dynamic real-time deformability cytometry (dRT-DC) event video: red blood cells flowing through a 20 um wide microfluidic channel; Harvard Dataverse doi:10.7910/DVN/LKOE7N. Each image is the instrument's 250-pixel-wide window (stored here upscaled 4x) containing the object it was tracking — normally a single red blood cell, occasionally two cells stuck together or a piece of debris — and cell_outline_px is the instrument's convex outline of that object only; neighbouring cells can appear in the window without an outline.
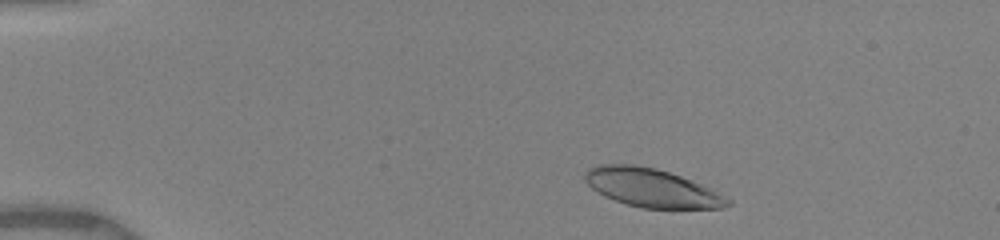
{"species": "human", "species_latin": "Homo sapiens", "temperature_condition": "warm", "stored_images_in_passage": 49, "camera_frame_rate_fps": 3000, "um_per_image_px": 0.085, "donor": {"sex": "female"}, "frame": {"image": 1, "passage_image": 6, "time_ms": 1.0, "image_size_px": [1000, 240], "cell_outline_px": [[732, 204], [724, 208], [644, 208], [628, 204], [604, 196], [592, 188], [584, 180], [584, 172], [588, 168], [600, 164], [632, 164], [656, 168], [680, 176], [700, 184], [732, 200]], "centroid_in_image_um": [55.36, 15.96], "position_along_channel_um": 29.6, "area_um2": 31.67}}
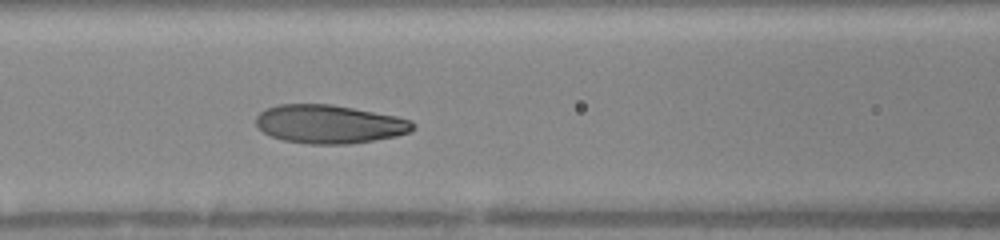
{"frame": {"image": 2, "passage_image": 26, "time_ms": 5.667, "image_size_px": [1000, 240], "cell_outline_px": [[416, 128], [408, 132], [396, 136], [348, 144], [308, 144], [284, 140], [272, 136], [256, 128], [256, 116], [264, 108], [280, 104], [332, 104], [396, 116], [412, 120], [416, 124]], "centroid_in_image_um": [27.98, 10.54], "position_along_channel_um": 138.6, "area_um2": 35.32}}
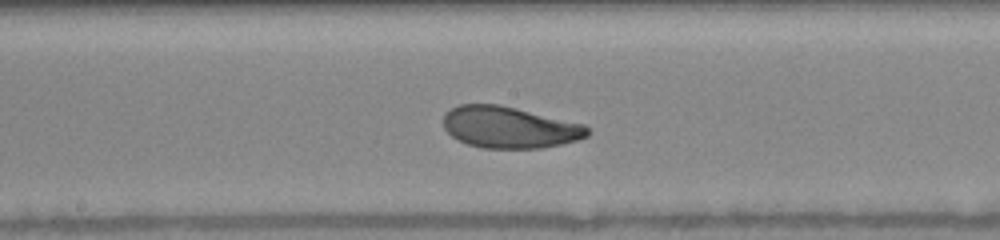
{"frame": {"image": 3, "passage_image": 32, "time_ms": 7.333, "image_size_px": [1000, 240], "cell_outline_px": [[592, 132], [588, 136], [576, 140], [560, 144], [540, 148], [484, 148], [468, 144], [452, 136], [444, 128], [444, 112], [448, 108], [460, 104], [500, 104], [584, 124]], "centroid_in_image_um": [43.29, 10.81], "position_along_channel_um": 204.9, "area_um2": 34.91}}